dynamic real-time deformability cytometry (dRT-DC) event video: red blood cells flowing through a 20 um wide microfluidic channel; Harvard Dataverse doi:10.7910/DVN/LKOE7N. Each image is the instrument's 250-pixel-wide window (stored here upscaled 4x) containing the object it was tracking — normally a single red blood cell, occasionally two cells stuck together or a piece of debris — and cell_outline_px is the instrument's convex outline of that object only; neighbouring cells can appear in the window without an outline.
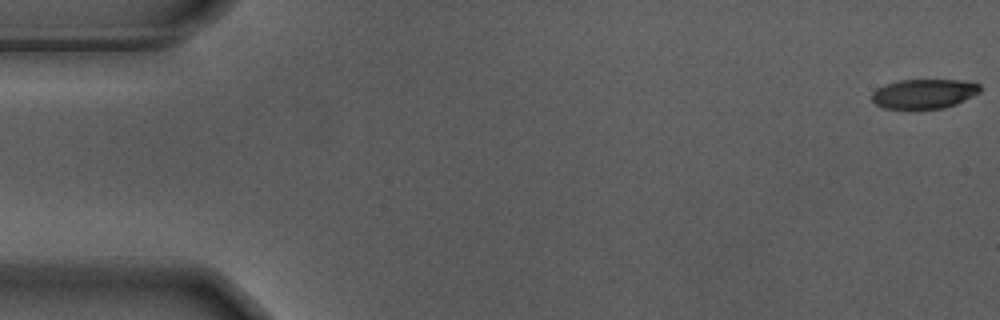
{"species": "Egyptian fruit bat (a non-hibernating species)", "species_latin": "Rousettus aegyptiacus", "temperature_condition": "warm", "stored_images_in_passage": 14, "camera_frame_rate_fps": 3000, "um_per_image_px": 0.085, "animal": {"sex": "male"}, "frame": {"image": 1, "passage_image": 1, "time_ms": 0.0, "image_size_px": [1000, 320], "cell_outline_px": [[980, 92], [956, 104], [944, 108], [912, 112], [884, 108], [876, 104], [872, 100], [872, 92], [876, 88], [900, 80], [960, 80], [980, 84]], "centroid_in_image_um": [78.5, 8.02], "position_along_channel_um": 6.5, "area_um2": 19.25}}
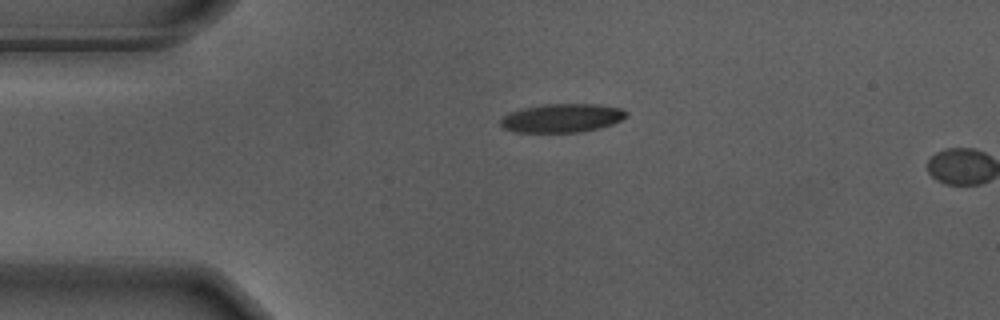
{"frame": {"image": 2, "passage_image": 13, "time_ms": 4.0, "image_size_px": [1000, 320], "cell_outline_px": [[628, 116], [612, 124], [600, 128], [580, 132], [516, 132], [504, 128], [500, 124], [500, 120], [508, 112], [524, 108], [544, 104], [600, 104], [620, 108], [628, 112]], "centroid_in_image_um": [47.78, 10.03], "position_along_channel_um": 37.2, "area_um2": 21.04}}